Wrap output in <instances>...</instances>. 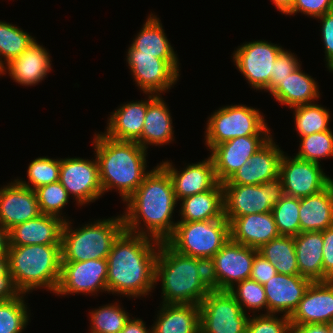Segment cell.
I'll list each match as a JSON object with an SVG mask.
<instances>
[{"mask_svg": "<svg viewBox=\"0 0 333 333\" xmlns=\"http://www.w3.org/2000/svg\"><path fill=\"white\" fill-rule=\"evenodd\" d=\"M254 314L249 317L246 333H290L291 322L285 315Z\"/></svg>", "mask_w": 333, "mask_h": 333, "instance_id": "44", "label": "cell"}, {"mask_svg": "<svg viewBox=\"0 0 333 333\" xmlns=\"http://www.w3.org/2000/svg\"><path fill=\"white\" fill-rule=\"evenodd\" d=\"M300 233L333 226V181L322 191L300 198Z\"/></svg>", "mask_w": 333, "mask_h": 333, "instance_id": "30", "label": "cell"}, {"mask_svg": "<svg viewBox=\"0 0 333 333\" xmlns=\"http://www.w3.org/2000/svg\"><path fill=\"white\" fill-rule=\"evenodd\" d=\"M230 240V223L223 217L198 222H177L165 241L180 254L209 262Z\"/></svg>", "mask_w": 333, "mask_h": 333, "instance_id": "7", "label": "cell"}, {"mask_svg": "<svg viewBox=\"0 0 333 333\" xmlns=\"http://www.w3.org/2000/svg\"><path fill=\"white\" fill-rule=\"evenodd\" d=\"M316 19H320L321 36L324 43L325 59L329 72L333 73V10Z\"/></svg>", "mask_w": 333, "mask_h": 333, "instance_id": "48", "label": "cell"}, {"mask_svg": "<svg viewBox=\"0 0 333 333\" xmlns=\"http://www.w3.org/2000/svg\"><path fill=\"white\" fill-rule=\"evenodd\" d=\"M333 10V0H295L292 9L286 15L302 13L314 19Z\"/></svg>", "mask_w": 333, "mask_h": 333, "instance_id": "46", "label": "cell"}, {"mask_svg": "<svg viewBox=\"0 0 333 333\" xmlns=\"http://www.w3.org/2000/svg\"><path fill=\"white\" fill-rule=\"evenodd\" d=\"M120 333H152V330L146 328L142 319L131 317Z\"/></svg>", "mask_w": 333, "mask_h": 333, "instance_id": "52", "label": "cell"}, {"mask_svg": "<svg viewBox=\"0 0 333 333\" xmlns=\"http://www.w3.org/2000/svg\"><path fill=\"white\" fill-rule=\"evenodd\" d=\"M92 144L103 194L116 189L124 203L151 172L146 170L147 150L135 141L114 140L103 132L95 133Z\"/></svg>", "mask_w": 333, "mask_h": 333, "instance_id": "3", "label": "cell"}, {"mask_svg": "<svg viewBox=\"0 0 333 333\" xmlns=\"http://www.w3.org/2000/svg\"><path fill=\"white\" fill-rule=\"evenodd\" d=\"M283 49L271 41L256 40L238 46L231 57L251 88L264 90L269 85L275 60Z\"/></svg>", "mask_w": 333, "mask_h": 333, "instance_id": "13", "label": "cell"}, {"mask_svg": "<svg viewBox=\"0 0 333 333\" xmlns=\"http://www.w3.org/2000/svg\"><path fill=\"white\" fill-rule=\"evenodd\" d=\"M284 193L295 198L308 197L325 189L332 181L321 164L284 154L280 164Z\"/></svg>", "mask_w": 333, "mask_h": 333, "instance_id": "15", "label": "cell"}, {"mask_svg": "<svg viewBox=\"0 0 333 333\" xmlns=\"http://www.w3.org/2000/svg\"><path fill=\"white\" fill-rule=\"evenodd\" d=\"M299 275L323 282V237L320 231L301 232L294 237Z\"/></svg>", "mask_w": 333, "mask_h": 333, "instance_id": "32", "label": "cell"}, {"mask_svg": "<svg viewBox=\"0 0 333 333\" xmlns=\"http://www.w3.org/2000/svg\"><path fill=\"white\" fill-rule=\"evenodd\" d=\"M41 214L35 190L16 179L0 188V223L9 231Z\"/></svg>", "mask_w": 333, "mask_h": 333, "instance_id": "19", "label": "cell"}, {"mask_svg": "<svg viewBox=\"0 0 333 333\" xmlns=\"http://www.w3.org/2000/svg\"><path fill=\"white\" fill-rule=\"evenodd\" d=\"M117 302L100 306L90 313V333H120L130 319L129 313Z\"/></svg>", "mask_w": 333, "mask_h": 333, "instance_id": "37", "label": "cell"}, {"mask_svg": "<svg viewBox=\"0 0 333 333\" xmlns=\"http://www.w3.org/2000/svg\"><path fill=\"white\" fill-rule=\"evenodd\" d=\"M279 236L272 212L236 217L230 223V239L248 247L259 249Z\"/></svg>", "mask_w": 333, "mask_h": 333, "instance_id": "26", "label": "cell"}, {"mask_svg": "<svg viewBox=\"0 0 333 333\" xmlns=\"http://www.w3.org/2000/svg\"><path fill=\"white\" fill-rule=\"evenodd\" d=\"M35 40V37L16 25L0 21V67L21 55ZM4 60V61H3Z\"/></svg>", "mask_w": 333, "mask_h": 333, "instance_id": "36", "label": "cell"}, {"mask_svg": "<svg viewBox=\"0 0 333 333\" xmlns=\"http://www.w3.org/2000/svg\"><path fill=\"white\" fill-rule=\"evenodd\" d=\"M181 216L177 222H198L224 217L223 187L217 183L211 190L180 200Z\"/></svg>", "mask_w": 333, "mask_h": 333, "instance_id": "31", "label": "cell"}, {"mask_svg": "<svg viewBox=\"0 0 333 333\" xmlns=\"http://www.w3.org/2000/svg\"><path fill=\"white\" fill-rule=\"evenodd\" d=\"M272 136H240L214 146L210 150V156L214 162L217 181H227Z\"/></svg>", "mask_w": 333, "mask_h": 333, "instance_id": "17", "label": "cell"}, {"mask_svg": "<svg viewBox=\"0 0 333 333\" xmlns=\"http://www.w3.org/2000/svg\"><path fill=\"white\" fill-rule=\"evenodd\" d=\"M35 192L41 214L55 216L65 222L69 220L62 214L69 202V194L59 181L40 186Z\"/></svg>", "mask_w": 333, "mask_h": 333, "instance_id": "41", "label": "cell"}, {"mask_svg": "<svg viewBox=\"0 0 333 333\" xmlns=\"http://www.w3.org/2000/svg\"><path fill=\"white\" fill-rule=\"evenodd\" d=\"M64 223L58 217L40 214L11 228L9 245H61Z\"/></svg>", "mask_w": 333, "mask_h": 333, "instance_id": "25", "label": "cell"}, {"mask_svg": "<svg viewBox=\"0 0 333 333\" xmlns=\"http://www.w3.org/2000/svg\"><path fill=\"white\" fill-rule=\"evenodd\" d=\"M2 75V68L0 67V76Z\"/></svg>", "mask_w": 333, "mask_h": 333, "instance_id": "56", "label": "cell"}, {"mask_svg": "<svg viewBox=\"0 0 333 333\" xmlns=\"http://www.w3.org/2000/svg\"><path fill=\"white\" fill-rule=\"evenodd\" d=\"M318 83L301 70V65L270 92L281 105L293 108L315 103L320 98Z\"/></svg>", "mask_w": 333, "mask_h": 333, "instance_id": "28", "label": "cell"}, {"mask_svg": "<svg viewBox=\"0 0 333 333\" xmlns=\"http://www.w3.org/2000/svg\"><path fill=\"white\" fill-rule=\"evenodd\" d=\"M323 282L333 281V226L322 231Z\"/></svg>", "mask_w": 333, "mask_h": 333, "instance_id": "50", "label": "cell"}, {"mask_svg": "<svg viewBox=\"0 0 333 333\" xmlns=\"http://www.w3.org/2000/svg\"><path fill=\"white\" fill-rule=\"evenodd\" d=\"M59 182L78 207L93 203L103 195L97 158H60Z\"/></svg>", "mask_w": 333, "mask_h": 333, "instance_id": "14", "label": "cell"}, {"mask_svg": "<svg viewBox=\"0 0 333 333\" xmlns=\"http://www.w3.org/2000/svg\"><path fill=\"white\" fill-rule=\"evenodd\" d=\"M290 333H329L327 324L291 325Z\"/></svg>", "mask_w": 333, "mask_h": 333, "instance_id": "51", "label": "cell"}, {"mask_svg": "<svg viewBox=\"0 0 333 333\" xmlns=\"http://www.w3.org/2000/svg\"><path fill=\"white\" fill-rule=\"evenodd\" d=\"M161 304L152 333H200L199 305Z\"/></svg>", "mask_w": 333, "mask_h": 333, "instance_id": "29", "label": "cell"}, {"mask_svg": "<svg viewBox=\"0 0 333 333\" xmlns=\"http://www.w3.org/2000/svg\"><path fill=\"white\" fill-rule=\"evenodd\" d=\"M327 327L329 329V333H333V320L327 324Z\"/></svg>", "mask_w": 333, "mask_h": 333, "instance_id": "55", "label": "cell"}, {"mask_svg": "<svg viewBox=\"0 0 333 333\" xmlns=\"http://www.w3.org/2000/svg\"><path fill=\"white\" fill-rule=\"evenodd\" d=\"M9 231L0 223V256H8Z\"/></svg>", "mask_w": 333, "mask_h": 333, "instance_id": "53", "label": "cell"}, {"mask_svg": "<svg viewBox=\"0 0 333 333\" xmlns=\"http://www.w3.org/2000/svg\"><path fill=\"white\" fill-rule=\"evenodd\" d=\"M177 202L169 174L157 164L124 202L125 231L165 242L177 224L172 218Z\"/></svg>", "mask_w": 333, "mask_h": 333, "instance_id": "2", "label": "cell"}, {"mask_svg": "<svg viewBox=\"0 0 333 333\" xmlns=\"http://www.w3.org/2000/svg\"><path fill=\"white\" fill-rule=\"evenodd\" d=\"M224 218L231 223L236 217L271 212L285 195L282 178L260 185L222 184Z\"/></svg>", "mask_w": 333, "mask_h": 333, "instance_id": "9", "label": "cell"}, {"mask_svg": "<svg viewBox=\"0 0 333 333\" xmlns=\"http://www.w3.org/2000/svg\"><path fill=\"white\" fill-rule=\"evenodd\" d=\"M300 138V149L295 155L297 158L320 164L321 159L333 157V132L331 129Z\"/></svg>", "mask_w": 333, "mask_h": 333, "instance_id": "40", "label": "cell"}, {"mask_svg": "<svg viewBox=\"0 0 333 333\" xmlns=\"http://www.w3.org/2000/svg\"><path fill=\"white\" fill-rule=\"evenodd\" d=\"M284 153L271 137L222 184L260 185L279 177Z\"/></svg>", "mask_w": 333, "mask_h": 333, "instance_id": "18", "label": "cell"}, {"mask_svg": "<svg viewBox=\"0 0 333 333\" xmlns=\"http://www.w3.org/2000/svg\"><path fill=\"white\" fill-rule=\"evenodd\" d=\"M259 109L246 105H228L215 110L208 118L205 145L209 151L216 145L240 136L271 135Z\"/></svg>", "mask_w": 333, "mask_h": 333, "instance_id": "8", "label": "cell"}, {"mask_svg": "<svg viewBox=\"0 0 333 333\" xmlns=\"http://www.w3.org/2000/svg\"><path fill=\"white\" fill-rule=\"evenodd\" d=\"M289 320L291 325L331 322L333 320V281L312 282Z\"/></svg>", "mask_w": 333, "mask_h": 333, "instance_id": "22", "label": "cell"}, {"mask_svg": "<svg viewBox=\"0 0 333 333\" xmlns=\"http://www.w3.org/2000/svg\"><path fill=\"white\" fill-rule=\"evenodd\" d=\"M293 109L295 129L299 137L330 130L329 109L315 103L299 105Z\"/></svg>", "mask_w": 333, "mask_h": 333, "instance_id": "35", "label": "cell"}, {"mask_svg": "<svg viewBox=\"0 0 333 333\" xmlns=\"http://www.w3.org/2000/svg\"><path fill=\"white\" fill-rule=\"evenodd\" d=\"M275 274H277V270L274 265L257 252L253 261L250 278L264 285Z\"/></svg>", "mask_w": 333, "mask_h": 333, "instance_id": "49", "label": "cell"}, {"mask_svg": "<svg viewBox=\"0 0 333 333\" xmlns=\"http://www.w3.org/2000/svg\"><path fill=\"white\" fill-rule=\"evenodd\" d=\"M229 292L235 297L242 310L246 313L248 309L253 310V315L257 311L264 309V314H268V304L263 285L252 280L245 279L237 283ZM266 309V310H265Z\"/></svg>", "mask_w": 333, "mask_h": 333, "instance_id": "43", "label": "cell"}, {"mask_svg": "<svg viewBox=\"0 0 333 333\" xmlns=\"http://www.w3.org/2000/svg\"><path fill=\"white\" fill-rule=\"evenodd\" d=\"M148 98L118 106L108 117L105 136L120 141H137L142 134L148 104L157 96L147 93Z\"/></svg>", "mask_w": 333, "mask_h": 333, "instance_id": "24", "label": "cell"}, {"mask_svg": "<svg viewBox=\"0 0 333 333\" xmlns=\"http://www.w3.org/2000/svg\"><path fill=\"white\" fill-rule=\"evenodd\" d=\"M26 294L0 302V333H22L29 323Z\"/></svg>", "mask_w": 333, "mask_h": 333, "instance_id": "38", "label": "cell"}, {"mask_svg": "<svg viewBox=\"0 0 333 333\" xmlns=\"http://www.w3.org/2000/svg\"><path fill=\"white\" fill-rule=\"evenodd\" d=\"M298 61L301 62L298 57L294 55V53L283 49L275 60L269 85L264 89V91L270 93L280 81L284 80L301 65Z\"/></svg>", "mask_w": 333, "mask_h": 333, "instance_id": "45", "label": "cell"}, {"mask_svg": "<svg viewBox=\"0 0 333 333\" xmlns=\"http://www.w3.org/2000/svg\"><path fill=\"white\" fill-rule=\"evenodd\" d=\"M135 36L131 45L138 50V54L154 55L163 60H179L157 15H148Z\"/></svg>", "mask_w": 333, "mask_h": 333, "instance_id": "33", "label": "cell"}, {"mask_svg": "<svg viewBox=\"0 0 333 333\" xmlns=\"http://www.w3.org/2000/svg\"><path fill=\"white\" fill-rule=\"evenodd\" d=\"M199 309L200 333H246L249 316L229 291L212 289Z\"/></svg>", "mask_w": 333, "mask_h": 333, "instance_id": "10", "label": "cell"}, {"mask_svg": "<svg viewBox=\"0 0 333 333\" xmlns=\"http://www.w3.org/2000/svg\"><path fill=\"white\" fill-rule=\"evenodd\" d=\"M8 257L9 272L22 294L37 288L56 293L61 277V245H9Z\"/></svg>", "mask_w": 333, "mask_h": 333, "instance_id": "5", "label": "cell"}, {"mask_svg": "<svg viewBox=\"0 0 333 333\" xmlns=\"http://www.w3.org/2000/svg\"><path fill=\"white\" fill-rule=\"evenodd\" d=\"M258 249L231 239L208 262L209 281L213 290L229 291L237 283L249 279Z\"/></svg>", "mask_w": 333, "mask_h": 333, "instance_id": "11", "label": "cell"}, {"mask_svg": "<svg viewBox=\"0 0 333 333\" xmlns=\"http://www.w3.org/2000/svg\"><path fill=\"white\" fill-rule=\"evenodd\" d=\"M258 252L274 265L277 273L299 275L294 237L279 236L263 244Z\"/></svg>", "mask_w": 333, "mask_h": 333, "instance_id": "34", "label": "cell"}, {"mask_svg": "<svg viewBox=\"0 0 333 333\" xmlns=\"http://www.w3.org/2000/svg\"><path fill=\"white\" fill-rule=\"evenodd\" d=\"M160 241L123 231L107 256L108 293L144 297L155 289V262Z\"/></svg>", "mask_w": 333, "mask_h": 333, "instance_id": "1", "label": "cell"}, {"mask_svg": "<svg viewBox=\"0 0 333 333\" xmlns=\"http://www.w3.org/2000/svg\"><path fill=\"white\" fill-rule=\"evenodd\" d=\"M50 62L49 52L35 39L21 55L2 68V75L8 73L12 80L22 86H35L52 70Z\"/></svg>", "mask_w": 333, "mask_h": 333, "instance_id": "23", "label": "cell"}, {"mask_svg": "<svg viewBox=\"0 0 333 333\" xmlns=\"http://www.w3.org/2000/svg\"><path fill=\"white\" fill-rule=\"evenodd\" d=\"M159 165L169 174L177 201L211 190L217 183L214 162L209 156L178 171L169 160Z\"/></svg>", "mask_w": 333, "mask_h": 333, "instance_id": "20", "label": "cell"}, {"mask_svg": "<svg viewBox=\"0 0 333 333\" xmlns=\"http://www.w3.org/2000/svg\"><path fill=\"white\" fill-rule=\"evenodd\" d=\"M294 1L295 0H272V3L282 14H287L292 9Z\"/></svg>", "mask_w": 333, "mask_h": 333, "instance_id": "54", "label": "cell"}, {"mask_svg": "<svg viewBox=\"0 0 333 333\" xmlns=\"http://www.w3.org/2000/svg\"><path fill=\"white\" fill-rule=\"evenodd\" d=\"M161 95H157L147 106L141 137L136 141L145 150L152 146H163L174 141L173 122L170 110Z\"/></svg>", "mask_w": 333, "mask_h": 333, "instance_id": "27", "label": "cell"}, {"mask_svg": "<svg viewBox=\"0 0 333 333\" xmlns=\"http://www.w3.org/2000/svg\"><path fill=\"white\" fill-rule=\"evenodd\" d=\"M161 281L163 304H197L212 290L208 262L186 256L161 242L155 262V284Z\"/></svg>", "mask_w": 333, "mask_h": 333, "instance_id": "4", "label": "cell"}, {"mask_svg": "<svg viewBox=\"0 0 333 333\" xmlns=\"http://www.w3.org/2000/svg\"><path fill=\"white\" fill-rule=\"evenodd\" d=\"M60 176V159L48 157H38L31 161L27 169L28 182L16 179L21 185L32 190L40 186L51 184L59 181Z\"/></svg>", "mask_w": 333, "mask_h": 333, "instance_id": "42", "label": "cell"}, {"mask_svg": "<svg viewBox=\"0 0 333 333\" xmlns=\"http://www.w3.org/2000/svg\"><path fill=\"white\" fill-rule=\"evenodd\" d=\"M126 55L133 81L145 94L161 95L169 91L179 79V60H163L154 55L138 54L132 45L128 47Z\"/></svg>", "mask_w": 333, "mask_h": 333, "instance_id": "12", "label": "cell"}, {"mask_svg": "<svg viewBox=\"0 0 333 333\" xmlns=\"http://www.w3.org/2000/svg\"><path fill=\"white\" fill-rule=\"evenodd\" d=\"M120 215L97 219L76 229L71 221H66L61 240L62 262L107 259L113 242L125 230L122 214Z\"/></svg>", "mask_w": 333, "mask_h": 333, "instance_id": "6", "label": "cell"}, {"mask_svg": "<svg viewBox=\"0 0 333 333\" xmlns=\"http://www.w3.org/2000/svg\"><path fill=\"white\" fill-rule=\"evenodd\" d=\"M20 294L9 272V257L0 256V302L11 300Z\"/></svg>", "mask_w": 333, "mask_h": 333, "instance_id": "47", "label": "cell"}, {"mask_svg": "<svg viewBox=\"0 0 333 333\" xmlns=\"http://www.w3.org/2000/svg\"><path fill=\"white\" fill-rule=\"evenodd\" d=\"M311 283V280L300 275L275 274L263 285L268 314L280 313L290 317Z\"/></svg>", "mask_w": 333, "mask_h": 333, "instance_id": "21", "label": "cell"}, {"mask_svg": "<svg viewBox=\"0 0 333 333\" xmlns=\"http://www.w3.org/2000/svg\"><path fill=\"white\" fill-rule=\"evenodd\" d=\"M107 259L87 260L83 262H62L61 277L57 295L91 294L107 290Z\"/></svg>", "mask_w": 333, "mask_h": 333, "instance_id": "16", "label": "cell"}, {"mask_svg": "<svg viewBox=\"0 0 333 333\" xmlns=\"http://www.w3.org/2000/svg\"><path fill=\"white\" fill-rule=\"evenodd\" d=\"M300 198L284 195L272 208L276 227L280 236H292L300 234Z\"/></svg>", "mask_w": 333, "mask_h": 333, "instance_id": "39", "label": "cell"}]
</instances>
